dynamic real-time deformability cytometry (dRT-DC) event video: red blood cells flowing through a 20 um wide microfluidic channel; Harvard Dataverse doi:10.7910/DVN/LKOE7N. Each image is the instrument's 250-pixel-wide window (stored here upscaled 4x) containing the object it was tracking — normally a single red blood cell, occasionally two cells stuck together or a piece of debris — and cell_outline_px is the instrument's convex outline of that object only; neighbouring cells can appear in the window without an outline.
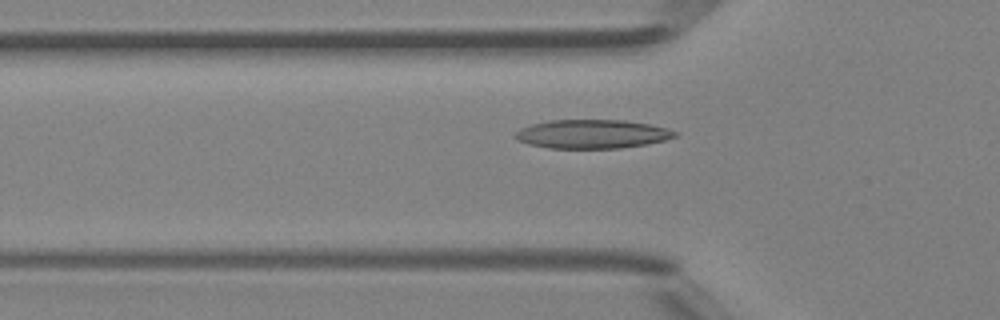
{"species": "Egyptian fruit bat (a non-hibernating species)", "species_latin": "Rousettus aegyptiacus", "temperature_condition": "room temperature", "stored_images_in_passage": 36, "camera_frame_rate_fps": 3000, "um_per_image_px": 0.085, "animal": {"sex": "female"}, "frame": {"image": 1, "passage_image": 10, "time_ms": 3.0, "image_size_px": [1000, 320], "cell_outline_px": [[680, 132], [676, 136], [664, 140], [648, 144], [620, 148], [548, 148], [528, 144], [516, 140], [512, 136], [520, 128], [532, 124], [552, 120], [624, 120], [648, 124], [668, 128]], "centroid_in_image_um": [50.33, 11.39], "position_along_channel_um": 75.5, "area_um2": 26.93}}
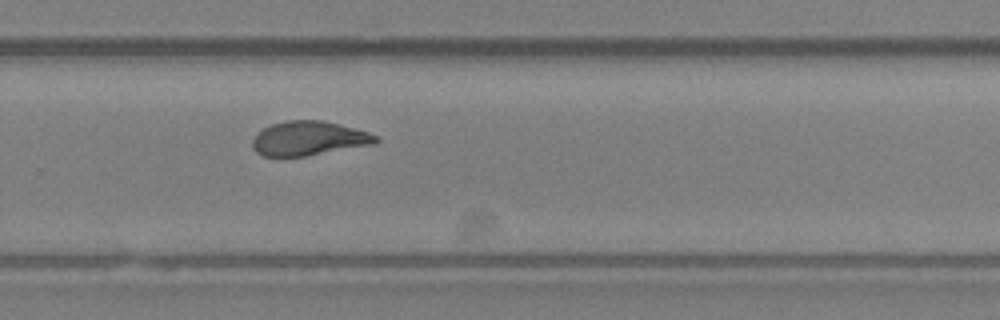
{"frame": {"image": 2, "passage_image": 26, "time_ms": 8.333, "image_size_px": [1000, 320], "cell_outline_px": [[380, 140], [376, 144], [304, 156], [264, 156], [256, 152], [252, 148], [252, 140], [256, 132], [272, 124], [288, 120], [320, 120], [368, 132], [376, 136]], "centroid_in_image_um": [26.21, 11.77], "position_along_channel_um": 303.6, "area_um2": 24.45}}
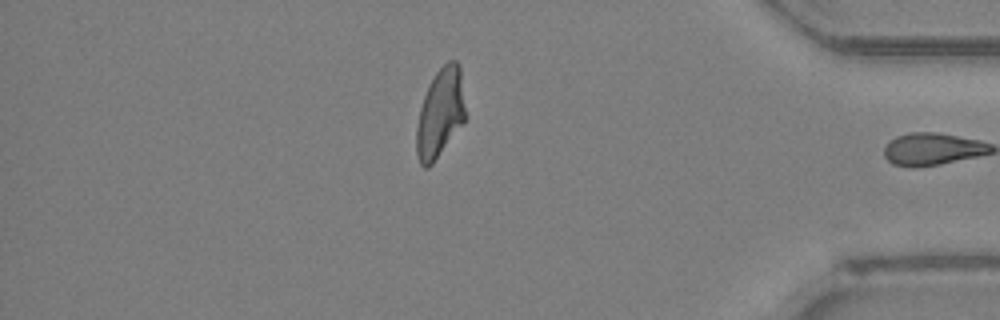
{"frame": {"image": 3, "passage_image": 35, "time_ms": 11.333, "image_size_px": [1000, 320], "cell_outline_px": [[464, 120], [432, 164], [428, 168], [424, 168], [420, 164], [416, 156], [416, 128], [420, 108], [424, 96], [436, 72], [448, 60], [456, 60], [460, 64], [464, 108]], "centroid_in_image_um": [37.38, 9.62], "position_along_channel_um": 397.8, "area_um2": 24.8}, "authors_computed_cell_mechanics": {"area_um2": 24.9407, "velocity_mm_per_s": 4.2848, "shape_relaxation_time_tau1_ms": 6.665, "shape_relaxation_time_tau2_ms": 1.5407, "deformation_change_tau1": 0.2165, "deformation_change_tau2": 0.0894}}